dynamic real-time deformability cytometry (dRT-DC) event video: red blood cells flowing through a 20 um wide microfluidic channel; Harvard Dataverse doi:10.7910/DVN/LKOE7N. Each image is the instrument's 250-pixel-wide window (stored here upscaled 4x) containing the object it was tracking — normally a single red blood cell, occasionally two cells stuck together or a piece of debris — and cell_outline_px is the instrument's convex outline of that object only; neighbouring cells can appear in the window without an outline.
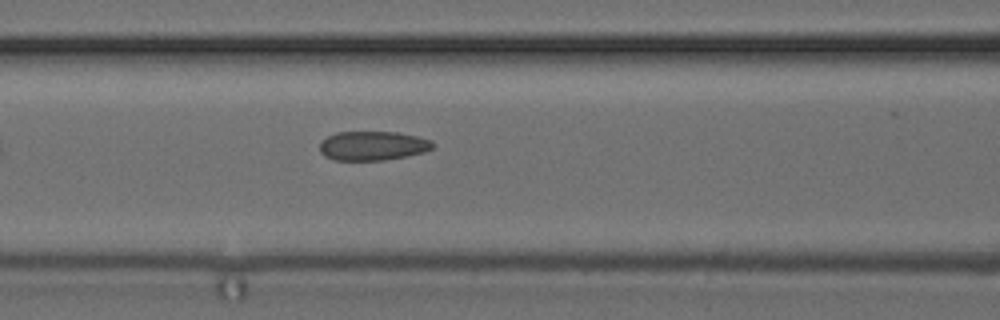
{"species": "common noctule bat (a hibernating species)", "species_latin": "Nyctalus noctula", "temperature_condition": "cold", "stored_images_in_passage": 7, "camera_frame_rate_fps": 3000, "um_per_image_px": 0.085, "animal": {"sex": "female", "body_mass_g": 24.6, "forearm_length_mm": 56.2}, "frame": {"image": 1, "passage_image": 7, "time_ms": 2.0, "image_size_px": [1000, 320], "cell_outline_px": [[436, 144], [432, 148], [424, 152], [384, 160], [336, 160], [324, 156], [320, 152], [320, 140], [336, 132], [396, 132], [416, 136], [432, 140]], "centroid_in_image_um": [31.67, 12.38], "position_along_channel_um": 134.9, "area_um2": 19.25}}